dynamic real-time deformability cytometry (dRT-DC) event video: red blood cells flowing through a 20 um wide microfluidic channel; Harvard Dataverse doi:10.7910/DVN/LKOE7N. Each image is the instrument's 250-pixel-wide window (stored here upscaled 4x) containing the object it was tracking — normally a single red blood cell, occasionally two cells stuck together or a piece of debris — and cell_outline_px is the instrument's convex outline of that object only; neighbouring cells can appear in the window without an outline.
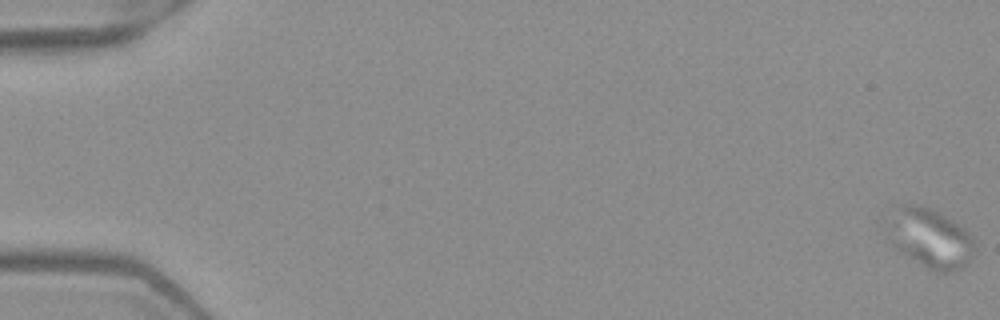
{"species": "Egyptian fruit bat (a non-hibernating species)", "species_latin": "Rousettus aegyptiacus", "temperature_condition": "warm", "stored_images_in_passage": 58, "camera_frame_rate_fps": 3000, "um_per_image_px": 0.085, "frame": {"image": 1, "passage_image": 1, "time_ms": 0.0, "image_size_px": [1000, 320], "cell_outline_px": [[976, 244], [968, 260], [960, 268], [952, 272], [936, 272], [928, 268], [900, 252], [892, 244], [892, 240], [900, 208], [904, 204], [916, 204], [932, 208], [940, 212], [964, 228], [972, 236]], "centroid_in_image_um": [79.22, 20.29], "position_along_channel_um": 5.8, "area_um2": 28.38}}
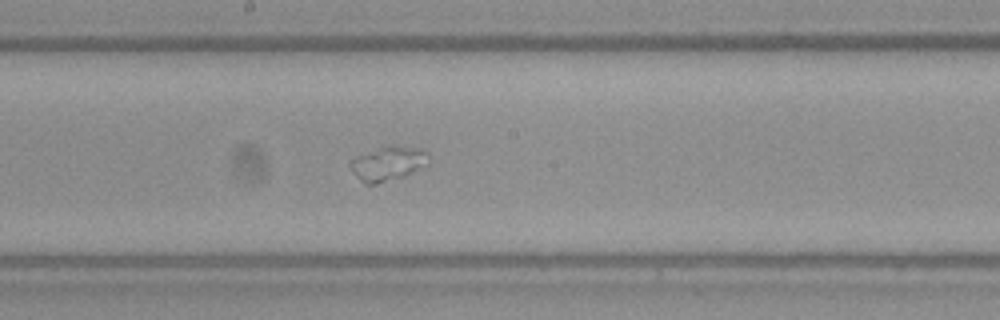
{"frame": {"image": 2, "passage_image": 33, "time_ms": 10.667, "image_size_px": [1000, 320], "cell_outline_px": [[428, 164], [424, 168], [404, 176], [376, 184], [364, 184], [360, 180], [348, 164], [348, 160], [356, 156], [388, 144], [396, 144], [424, 148], [428, 152]], "centroid_in_image_um": [33.02, 13.86], "position_along_channel_um": 215.2, "area_um2": 16.18}}
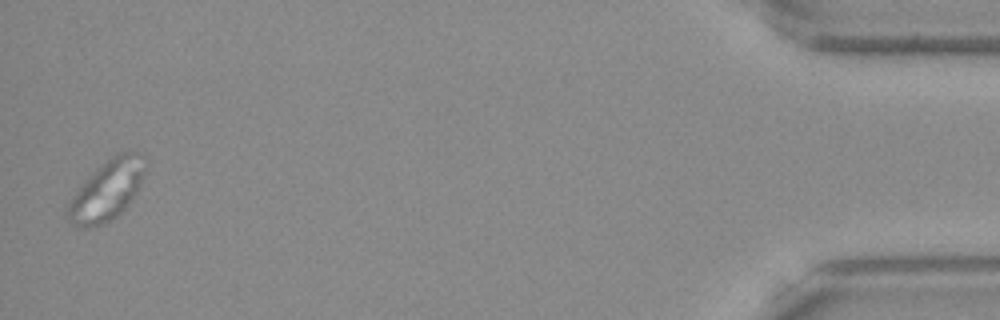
{"frame": {"image": 3, "passage_image": 57, "time_ms": 18.667, "image_size_px": [1000, 320], "cell_outline_px": [[148, 168], [136, 192], [124, 208], [116, 216], [104, 224], [84, 228], [80, 228], [72, 224], [64, 216], [64, 208], [72, 196], [88, 176], [92, 172], [112, 156], [120, 152], [140, 152], [148, 160]], "centroid_in_image_um": [9.08, 16.17], "position_along_channel_um": 426.1, "area_um2": 27.51}}